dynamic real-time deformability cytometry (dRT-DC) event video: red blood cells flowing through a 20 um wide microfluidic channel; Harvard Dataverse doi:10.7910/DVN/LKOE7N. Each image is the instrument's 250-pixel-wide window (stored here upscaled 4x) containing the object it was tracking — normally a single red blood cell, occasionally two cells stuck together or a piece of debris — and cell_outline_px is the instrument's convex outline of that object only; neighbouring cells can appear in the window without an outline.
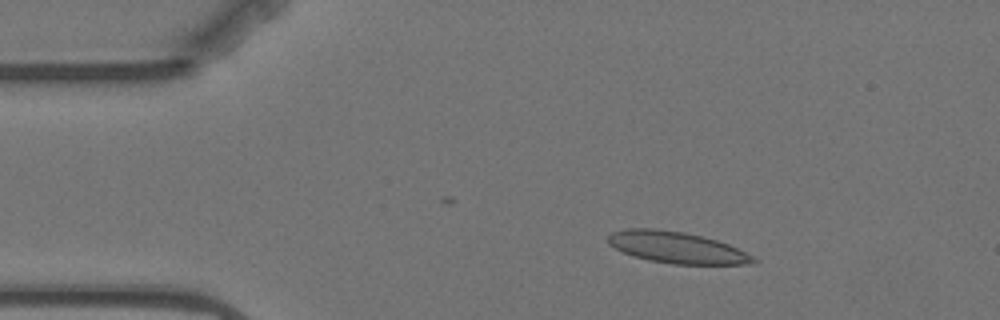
{"species": "Egyptian fruit bat (a non-hibernating species)", "species_latin": "Rousettus aegyptiacus", "temperature_condition": "warm", "stored_images_in_passage": 5, "camera_frame_rate_fps": 3000, "um_per_image_px": 0.085, "animal": {"sex": "female"}, "frame": {"image": 1, "passage_image": 3, "time_ms": 2.333, "image_size_px": [1000, 320], "cell_outline_px": [[760, 260], [752, 264], [672, 264], [648, 260], [632, 256], [608, 244], [608, 236], [612, 232], [628, 228], [652, 228], [684, 232], [716, 240], [728, 244]], "centroid_in_image_um": [57.5, 21.04], "position_along_channel_um": 27.5, "area_um2": 26.47}}
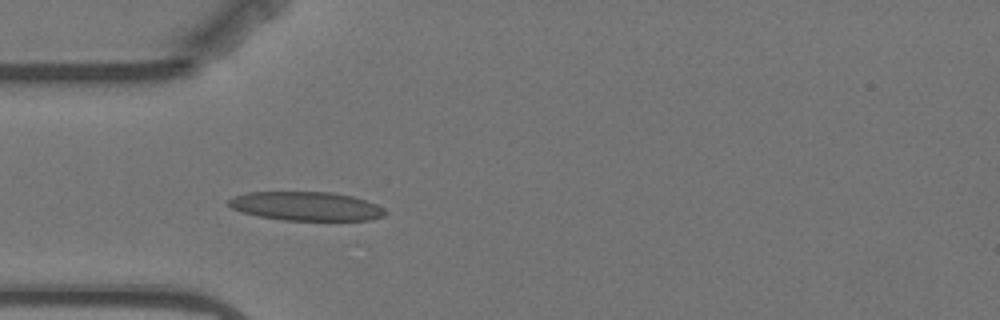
{"frame": {"image": 2, "passage_image": 5, "time_ms": 4.667, "image_size_px": [1000, 320], "cell_outline_px": [[388, 212], [384, 216], [372, 220], [284, 220], [256, 216], [240, 212], [232, 208], [228, 204], [228, 200], [232, 196], [248, 192], [332, 192], [352, 196], [376, 204], [384, 208]], "centroid_in_image_um": [26.01, 17.53], "position_along_channel_um": 59.0, "area_um2": 26.53}}